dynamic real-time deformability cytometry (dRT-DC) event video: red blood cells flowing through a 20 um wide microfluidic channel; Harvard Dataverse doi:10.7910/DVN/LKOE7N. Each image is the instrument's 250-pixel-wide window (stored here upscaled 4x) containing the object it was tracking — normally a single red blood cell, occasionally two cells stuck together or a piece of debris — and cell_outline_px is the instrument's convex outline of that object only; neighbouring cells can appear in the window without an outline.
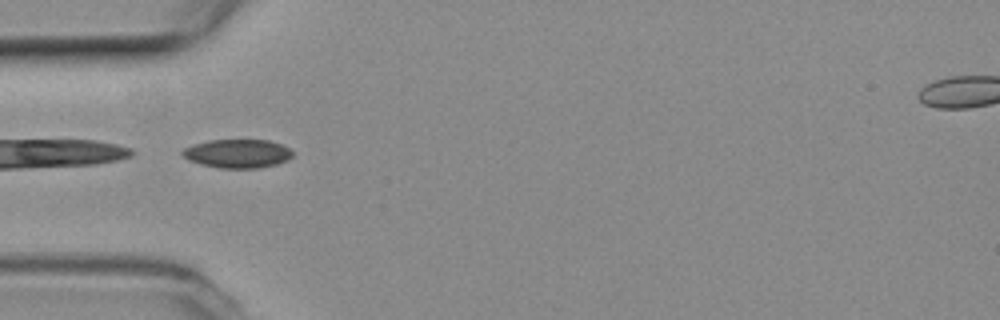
{"species": "common noctule bat (a hibernating species)", "species_latin": "Nyctalus noctula", "temperature_condition": "room temperature", "stored_images_in_passage": 6, "camera_frame_rate_fps": 3000, "um_per_image_px": 0.085, "animal": {"sex": "female", "body_mass_g": 19.3, "forearm_length_mm": 54.1}, "frame": {"image": 1, "passage_image": 5, "time_ms": 1.333, "image_size_px": [1000, 320], "cell_outline_px": [[292, 156], [288, 160], [276, 164], [260, 168], [220, 168], [200, 164], [188, 160], [180, 152], [184, 148], [192, 144], [208, 140], [268, 140], [280, 144], [288, 148], [292, 152]], "centroid_in_image_um": [20.16, 13.05], "position_along_channel_um": 64.8, "area_um2": 18.44}}